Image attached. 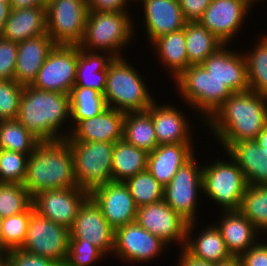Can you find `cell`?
Here are the masks:
<instances>
[{
  "label": "cell",
  "mask_w": 267,
  "mask_h": 266,
  "mask_svg": "<svg viewBox=\"0 0 267 266\" xmlns=\"http://www.w3.org/2000/svg\"><path fill=\"white\" fill-rule=\"evenodd\" d=\"M29 155L0 149V183L23 184Z\"/></svg>",
  "instance_id": "60d3db41"
},
{
  "label": "cell",
  "mask_w": 267,
  "mask_h": 266,
  "mask_svg": "<svg viewBox=\"0 0 267 266\" xmlns=\"http://www.w3.org/2000/svg\"><path fill=\"white\" fill-rule=\"evenodd\" d=\"M225 152L236 161L248 185H267V151L255 140L232 143Z\"/></svg>",
  "instance_id": "83f0119b"
},
{
  "label": "cell",
  "mask_w": 267,
  "mask_h": 266,
  "mask_svg": "<svg viewBox=\"0 0 267 266\" xmlns=\"http://www.w3.org/2000/svg\"><path fill=\"white\" fill-rule=\"evenodd\" d=\"M11 9L44 7L42 0H10Z\"/></svg>",
  "instance_id": "f907efd6"
},
{
  "label": "cell",
  "mask_w": 267,
  "mask_h": 266,
  "mask_svg": "<svg viewBox=\"0 0 267 266\" xmlns=\"http://www.w3.org/2000/svg\"><path fill=\"white\" fill-rule=\"evenodd\" d=\"M33 197L17 183H0V217L5 218L26 211Z\"/></svg>",
  "instance_id": "ab89813d"
},
{
  "label": "cell",
  "mask_w": 267,
  "mask_h": 266,
  "mask_svg": "<svg viewBox=\"0 0 267 266\" xmlns=\"http://www.w3.org/2000/svg\"><path fill=\"white\" fill-rule=\"evenodd\" d=\"M196 223L197 221L188 223L186 243L184 246V249L192 257L214 264L226 261L232 257L214 222H212L213 225L207 224L203 228L204 230H199V234H195V237L193 231L198 225Z\"/></svg>",
  "instance_id": "484cf974"
},
{
  "label": "cell",
  "mask_w": 267,
  "mask_h": 266,
  "mask_svg": "<svg viewBox=\"0 0 267 266\" xmlns=\"http://www.w3.org/2000/svg\"><path fill=\"white\" fill-rule=\"evenodd\" d=\"M239 258L242 266H267V241L259 240Z\"/></svg>",
  "instance_id": "bcb514c9"
},
{
  "label": "cell",
  "mask_w": 267,
  "mask_h": 266,
  "mask_svg": "<svg viewBox=\"0 0 267 266\" xmlns=\"http://www.w3.org/2000/svg\"><path fill=\"white\" fill-rule=\"evenodd\" d=\"M228 159H215L203 165L202 187L206 197L223 211H239L243 194L248 186L244 173L226 152Z\"/></svg>",
  "instance_id": "52a82bcc"
},
{
  "label": "cell",
  "mask_w": 267,
  "mask_h": 266,
  "mask_svg": "<svg viewBox=\"0 0 267 266\" xmlns=\"http://www.w3.org/2000/svg\"><path fill=\"white\" fill-rule=\"evenodd\" d=\"M5 265V262H4V259L2 258L1 260H0V266H4Z\"/></svg>",
  "instance_id": "6f0895ef"
},
{
  "label": "cell",
  "mask_w": 267,
  "mask_h": 266,
  "mask_svg": "<svg viewBox=\"0 0 267 266\" xmlns=\"http://www.w3.org/2000/svg\"><path fill=\"white\" fill-rule=\"evenodd\" d=\"M39 142L17 119L0 121V149L31 154Z\"/></svg>",
  "instance_id": "d590c367"
},
{
  "label": "cell",
  "mask_w": 267,
  "mask_h": 266,
  "mask_svg": "<svg viewBox=\"0 0 267 266\" xmlns=\"http://www.w3.org/2000/svg\"><path fill=\"white\" fill-rule=\"evenodd\" d=\"M70 232L63 225L33 211L27 227V234L21 250L54 260L61 266L67 258Z\"/></svg>",
  "instance_id": "30bf717a"
},
{
  "label": "cell",
  "mask_w": 267,
  "mask_h": 266,
  "mask_svg": "<svg viewBox=\"0 0 267 266\" xmlns=\"http://www.w3.org/2000/svg\"><path fill=\"white\" fill-rule=\"evenodd\" d=\"M6 266H61L52 259L34 255L21 249L3 253Z\"/></svg>",
  "instance_id": "ee69618b"
},
{
  "label": "cell",
  "mask_w": 267,
  "mask_h": 266,
  "mask_svg": "<svg viewBox=\"0 0 267 266\" xmlns=\"http://www.w3.org/2000/svg\"><path fill=\"white\" fill-rule=\"evenodd\" d=\"M124 118L125 112L107 107L99 115L64 130V139L69 136L73 141L115 143L123 139Z\"/></svg>",
  "instance_id": "d6986e66"
},
{
  "label": "cell",
  "mask_w": 267,
  "mask_h": 266,
  "mask_svg": "<svg viewBox=\"0 0 267 266\" xmlns=\"http://www.w3.org/2000/svg\"><path fill=\"white\" fill-rule=\"evenodd\" d=\"M212 0H178L187 22L199 21Z\"/></svg>",
  "instance_id": "7dc6e473"
},
{
  "label": "cell",
  "mask_w": 267,
  "mask_h": 266,
  "mask_svg": "<svg viewBox=\"0 0 267 266\" xmlns=\"http://www.w3.org/2000/svg\"><path fill=\"white\" fill-rule=\"evenodd\" d=\"M78 45H55L30 86L70 94L76 81Z\"/></svg>",
  "instance_id": "7c38bea8"
},
{
  "label": "cell",
  "mask_w": 267,
  "mask_h": 266,
  "mask_svg": "<svg viewBox=\"0 0 267 266\" xmlns=\"http://www.w3.org/2000/svg\"><path fill=\"white\" fill-rule=\"evenodd\" d=\"M144 10L146 38L152 42L161 35L179 31L187 21L182 13L178 0H137Z\"/></svg>",
  "instance_id": "7402d4cb"
},
{
  "label": "cell",
  "mask_w": 267,
  "mask_h": 266,
  "mask_svg": "<svg viewBox=\"0 0 267 266\" xmlns=\"http://www.w3.org/2000/svg\"><path fill=\"white\" fill-rule=\"evenodd\" d=\"M257 1H258V3H259V1L260 0H251V2L254 4L255 2L257 3ZM263 1V0H262Z\"/></svg>",
  "instance_id": "91938a15"
},
{
  "label": "cell",
  "mask_w": 267,
  "mask_h": 266,
  "mask_svg": "<svg viewBox=\"0 0 267 266\" xmlns=\"http://www.w3.org/2000/svg\"><path fill=\"white\" fill-rule=\"evenodd\" d=\"M148 153L124 139L115 142L112 155V181L125 182L146 170Z\"/></svg>",
  "instance_id": "4dcf8cb0"
},
{
  "label": "cell",
  "mask_w": 267,
  "mask_h": 266,
  "mask_svg": "<svg viewBox=\"0 0 267 266\" xmlns=\"http://www.w3.org/2000/svg\"><path fill=\"white\" fill-rule=\"evenodd\" d=\"M89 197L114 230L136 221L138 207L124 182L100 185L89 192Z\"/></svg>",
  "instance_id": "e0dca14e"
},
{
  "label": "cell",
  "mask_w": 267,
  "mask_h": 266,
  "mask_svg": "<svg viewBox=\"0 0 267 266\" xmlns=\"http://www.w3.org/2000/svg\"><path fill=\"white\" fill-rule=\"evenodd\" d=\"M136 222L168 246L177 242L181 249L184 248L189 222L176 213L164 200L138 207Z\"/></svg>",
  "instance_id": "2e32d148"
},
{
  "label": "cell",
  "mask_w": 267,
  "mask_h": 266,
  "mask_svg": "<svg viewBox=\"0 0 267 266\" xmlns=\"http://www.w3.org/2000/svg\"><path fill=\"white\" fill-rule=\"evenodd\" d=\"M154 54L158 57L162 67L164 66L175 80L189 67L184 28L164 34L151 42ZM164 63V64H163Z\"/></svg>",
  "instance_id": "f1b7e54d"
},
{
  "label": "cell",
  "mask_w": 267,
  "mask_h": 266,
  "mask_svg": "<svg viewBox=\"0 0 267 266\" xmlns=\"http://www.w3.org/2000/svg\"><path fill=\"white\" fill-rule=\"evenodd\" d=\"M177 266H215L214 263L206 262L192 257L184 248L180 250Z\"/></svg>",
  "instance_id": "681fc988"
},
{
  "label": "cell",
  "mask_w": 267,
  "mask_h": 266,
  "mask_svg": "<svg viewBox=\"0 0 267 266\" xmlns=\"http://www.w3.org/2000/svg\"><path fill=\"white\" fill-rule=\"evenodd\" d=\"M257 40L254 47L244 54L247 81L249 90L267 96V34Z\"/></svg>",
  "instance_id": "e575fe53"
},
{
  "label": "cell",
  "mask_w": 267,
  "mask_h": 266,
  "mask_svg": "<svg viewBox=\"0 0 267 266\" xmlns=\"http://www.w3.org/2000/svg\"><path fill=\"white\" fill-rule=\"evenodd\" d=\"M17 120L40 141L64 139V123L71 120L70 96L24 86Z\"/></svg>",
  "instance_id": "7a4b0ae2"
},
{
  "label": "cell",
  "mask_w": 267,
  "mask_h": 266,
  "mask_svg": "<svg viewBox=\"0 0 267 266\" xmlns=\"http://www.w3.org/2000/svg\"><path fill=\"white\" fill-rule=\"evenodd\" d=\"M71 120L69 129L73 128L80 120L92 118L102 113L107 104L104 95L92 88L73 86L70 94Z\"/></svg>",
  "instance_id": "836d02e7"
},
{
  "label": "cell",
  "mask_w": 267,
  "mask_h": 266,
  "mask_svg": "<svg viewBox=\"0 0 267 266\" xmlns=\"http://www.w3.org/2000/svg\"><path fill=\"white\" fill-rule=\"evenodd\" d=\"M74 157V176L79 188L88 192L112 181L113 142L73 141L66 138Z\"/></svg>",
  "instance_id": "ba28073f"
},
{
  "label": "cell",
  "mask_w": 267,
  "mask_h": 266,
  "mask_svg": "<svg viewBox=\"0 0 267 266\" xmlns=\"http://www.w3.org/2000/svg\"><path fill=\"white\" fill-rule=\"evenodd\" d=\"M3 258V252L0 250V260Z\"/></svg>",
  "instance_id": "680465c9"
},
{
  "label": "cell",
  "mask_w": 267,
  "mask_h": 266,
  "mask_svg": "<svg viewBox=\"0 0 267 266\" xmlns=\"http://www.w3.org/2000/svg\"><path fill=\"white\" fill-rule=\"evenodd\" d=\"M137 207L164 199V186L146 169L124 182Z\"/></svg>",
  "instance_id": "74e56055"
},
{
  "label": "cell",
  "mask_w": 267,
  "mask_h": 266,
  "mask_svg": "<svg viewBox=\"0 0 267 266\" xmlns=\"http://www.w3.org/2000/svg\"><path fill=\"white\" fill-rule=\"evenodd\" d=\"M215 226L232 257H240L260 239L261 233L240 211H220Z\"/></svg>",
  "instance_id": "cb8c5ba5"
},
{
  "label": "cell",
  "mask_w": 267,
  "mask_h": 266,
  "mask_svg": "<svg viewBox=\"0 0 267 266\" xmlns=\"http://www.w3.org/2000/svg\"><path fill=\"white\" fill-rule=\"evenodd\" d=\"M34 211L33 204L24 212L2 218L1 251L20 249L27 234V227Z\"/></svg>",
  "instance_id": "f35d334b"
},
{
  "label": "cell",
  "mask_w": 267,
  "mask_h": 266,
  "mask_svg": "<svg viewBox=\"0 0 267 266\" xmlns=\"http://www.w3.org/2000/svg\"><path fill=\"white\" fill-rule=\"evenodd\" d=\"M69 232L70 239H86L106 255H112L115 230L90 197L80 207Z\"/></svg>",
  "instance_id": "ac0fdd59"
},
{
  "label": "cell",
  "mask_w": 267,
  "mask_h": 266,
  "mask_svg": "<svg viewBox=\"0 0 267 266\" xmlns=\"http://www.w3.org/2000/svg\"><path fill=\"white\" fill-rule=\"evenodd\" d=\"M23 87L15 80H0V121L17 119Z\"/></svg>",
  "instance_id": "7bdbcfd3"
},
{
  "label": "cell",
  "mask_w": 267,
  "mask_h": 266,
  "mask_svg": "<svg viewBox=\"0 0 267 266\" xmlns=\"http://www.w3.org/2000/svg\"><path fill=\"white\" fill-rule=\"evenodd\" d=\"M178 95L188 106L198 111L203 123L233 92L202 65H191L175 80Z\"/></svg>",
  "instance_id": "8992f818"
},
{
  "label": "cell",
  "mask_w": 267,
  "mask_h": 266,
  "mask_svg": "<svg viewBox=\"0 0 267 266\" xmlns=\"http://www.w3.org/2000/svg\"><path fill=\"white\" fill-rule=\"evenodd\" d=\"M167 104L160 105L154 101L147 109L151 114L158 145L193 143V125L187 115L175 105Z\"/></svg>",
  "instance_id": "44dd1931"
},
{
  "label": "cell",
  "mask_w": 267,
  "mask_h": 266,
  "mask_svg": "<svg viewBox=\"0 0 267 266\" xmlns=\"http://www.w3.org/2000/svg\"><path fill=\"white\" fill-rule=\"evenodd\" d=\"M46 33V7L11 9L2 38L20 43Z\"/></svg>",
  "instance_id": "4316f807"
},
{
  "label": "cell",
  "mask_w": 267,
  "mask_h": 266,
  "mask_svg": "<svg viewBox=\"0 0 267 266\" xmlns=\"http://www.w3.org/2000/svg\"><path fill=\"white\" fill-rule=\"evenodd\" d=\"M255 141L262 149L267 151V125L258 134V137L255 139Z\"/></svg>",
  "instance_id": "f5cc1de1"
},
{
  "label": "cell",
  "mask_w": 267,
  "mask_h": 266,
  "mask_svg": "<svg viewBox=\"0 0 267 266\" xmlns=\"http://www.w3.org/2000/svg\"><path fill=\"white\" fill-rule=\"evenodd\" d=\"M123 139L147 153L158 146L151 114L147 110L125 113Z\"/></svg>",
  "instance_id": "d6a6232c"
},
{
  "label": "cell",
  "mask_w": 267,
  "mask_h": 266,
  "mask_svg": "<svg viewBox=\"0 0 267 266\" xmlns=\"http://www.w3.org/2000/svg\"><path fill=\"white\" fill-rule=\"evenodd\" d=\"M88 14L87 0H55L46 6L47 34L56 45H79Z\"/></svg>",
  "instance_id": "9c48e42d"
},
{
  "label": "cell",
  "mask_w": 267,
  "mask_h": 266,
  "mask_svg": "<svg viewBox=\"0 0 267 266\" xmlns=\"http://www.w3.org/2000/svg\"><path fill=\"white\" fill-rule=\"evenodd\" d=\"M141 76L124 57L113 58L107 67L103 93L107 107L125 113L146 111L155 98Z\"/></svg>",
  "instance_id": "5b68a950"
},
{
  "label": "cell",
  "mask_w": 267,
  "mask_h": 266,
  "mask_svg": "<svg viewBox=\"0 0 267 266\" xmlns=\"http://www.w3.org/2000/svg\"><path fill=\"white\" fill-rule=\"evenodd\" d=\"M107 255L86 239H70L67 258L63 266H91Z\"/></svg>",
  "instance_id": "b9f144b4"
},
{
  "label": "cell",
  "mask_w": 267,
  "mask_h": 266,
  "mask_svg": "<svg viewBox=\"0 0 267 266\" xmlns=\"http://www.w3.org/2000/svg\"><path fill=\"white\" fill-rule=\"evenodd\" d=\"M196 155L179 168L164 187V201L188 222L198 221L197 199L203 193L202 170ZM197 213V214H196Z\"/></svg>",
  "instance_id": "8fae6325"
},
{
  "label": "cell",
  "mask_w": 267,
  "mask_h": 266,
  "mask_svg": "<svg viewBox=\"0 0 267 266\" xmlns=\"http://www.w3.org/2000/svg\"><path fill=\"white\" fill-rule=\"evenodd\" d=\"M194 143L162 144L148 153L146 169L164 187L195 156Z\"/></svg>",
  "instance_id": "603a6c76"
},
{
  "label": "cell",
  "mask_w": 267,
  "mask_h": 266,
  "mask_svg": "<svg viewBox=\"0 0 267 266\" xmlns=\"http://www.w3.org/2000/svg\"><path fill=\"white\" fill-rule=\"evenodd\" d=\"M53 1H55V0H42V2H43V6L46 7V6H48L50 3H52Z\"/></svg>",
  "instance_id": "11a10c76"
},
{
  "label": "cell",
  "mask_w": 267,
  "mask_h": 266,
  "mask_svg": "<svg viewBox=\"0 0 267 266\" xmlns=\"http://www.w3.org/2000/svg\"><path fill=\"white\" fill-rule=\"evenodd\" d=\"M2 218L0 217V250H1Z\"/></svg>",
  "instance_id": "9f6ffc18"
},
{
  "label": "cell",
  "mask_w": 267,
  "mask_h": 266,
  "mask_svg": "<svg viewBox=\"0 0 267 266\" xmlns=\"http://www.w3.org/2000/svg\"><path fill=\"white\" fill-rule=\"evenodd\" d=\"M113 58L109 53L87 51L78 46L74 86L92 88L103 94L106 87L107 67Z\"/></svg>",
  "instance_id": "f546056e"
},
{
  "label": "cell",
  "mask_w": 267,
  "mask_h": 266,
  "mask_svg": "<svg viewBox=\"0 0 267 266\" xmlns=\"http://www.w3.org/2000/svg\"><path fill=\"white\" fill-rule=\"evenodd\" d=\"M228 44H224L216 52L210 55L201 65L211 73L213 77L233 92L249 90L247 81V67L244 53L231 50ZM238 51V52H236Z\"/></svg>",
  "instance_id": "ffe728a7"
},
{
  "label": "cell",
  "mask_w": 267,
  "mask_h": 266,
  "mask_svg": "<svg viewBox=\"0 0 267 266\" xmlns=\"http://www.w3.org/2000/svg\"><path fill=\"white\" fill-rule=\"evenodd\" d=\"M22 185L32 197L45 190L78 187L74 176V157L66 138L37 144L28 157Z\"/></svg>",
  "instance_id": "3957f363"
},
{
  "label": "cell",
  "mask_w": 267,
  "mask_h": 266,
  "mask_svg": "<svg viewBox=\"0 0 267 266\" xmlns=\"http://www.w3.org/2000/svg\"><path fill=\"white\" fill-rule=\"evenodd\" d=\"M168 245L141 227L136 221L115 230L114 250L119 261L147 263L165 253Z\"/></svg>",
  "instance_id": "4fadbf2b"
},
{
  "label": "cell",
  "mask_w": 267,
  "mask_h": 266,
  "mask_svg": "<svg viewBox=\"0 0 267 266\" xmlns=\"http://www.w3.org/2000/svg\"><path fill=\"white\" fill-rule=\"evenodd\" d=\"M128 11H89L80 49L109 53L114 58L123 57L122 49L136 35L134 21ZM132 19V20H131ZM134 34V35H133Z\"/></svg>",
  "instance_id": "277c9868"
},
{
  "label": "cell",
  "mask_w": 267,
  "mask_h": 266,
  "mask_svg": "<svg viewBox=\"0 0 267 266\" xmlns=\"http://www.w3.org/2000/svg\"><path fill=\"white\" fill-rule=\"evenodd\" d=\"M11 11L10 2L0 1V38H2L4 32V26Z\"/></svg>",
  "instance_id": "816d5d0a"
},
{
  "label": "cell",
  "mask_w": 267,
  "mask_h": 266,
  "mask_svg": "<svg viewBox=\"0 0 267 266\" xmlns=\"http://www.w3.org/2000/svg\"><path fill=\"white\" fill-rule=\"evenodd\" d=\"M89 192L79 187L51 189L33 196L34 211L54 223L70 229Z\"/></svg>",
  "instance_id": "9a60e30c"
},
{
  "label": "cell",
  "mask_w": 267,
  "mask_h": 266,
  "mask_svg": "<svg viewBox=\"0 0 267 266\" xmlns=\"http://www.w3.org/2000/svg\"><path fill=\"white\" fill-rule=\"evenodd\" d=\"M239 211L261 234L267 233V185H248Z\"/></svg>",
  "instance_id": "8d00e7d4"
},
{
  "label": "cell",
  "mask_w": 267,
  "mask_h": 266,
  "mask_svg": "<svg viewBox=\"0 0 267 266\" xmlns=\"http://www.w3.org/2000/svg\"><path fill=\"white\" fill-rule=\"evenodd\" d=\"M215 266H242L239 257H231L226 261L216 263Z\"/></svg>",
  "instance_id": "db71d44e"
},
{
  "label": "cell",
  "mask_w": 267,
  "mask_h": 266,
  "mask_svg": "<svg viewBox=\"0 0 267 266\" xmlns=\"http://www.w3.org/2000/svg\"><path fill=\"white\" fill-rule=\"evenodd\" d=\"M184 33L189 66L201 65L210 55L224 45L199 21L187 22L184 26Z\"/></svg>",
  "instance_id": "1f68e13d"
},
{
  "label": "cell",
  "mask_w": 267,
  "mask_h": 266,
  "mask_svg": "<svg viewBox=\"0 0 267 266\" xmlns=\"http://www.w3.org/2000/svg\"><path fill=\"white\" fill-rule=\"evenodd\" d=\"M132 0H87L89 11L120 12L129 11L127 4Z\"/></svg>",
  "instance_id": "c3c4849f"
},
{
  "label": "cell",
  "mask_w": 267,
  "mask_h": 266,
  "mask_svg": "<svg viewBox=\"0 0 267 266\" xmlns=\"http://www.w3.org/2000/svg\"><path fill=\"white\" fill-rule=\"evenodd\" d=\"M18 43L0 38V80H14Z\"/></svg>",
  "instance_id": "f6af8a7d"
},
{
  "label": "cell",
  "mask_w": 267,
  "mask_h": 266,
  "mask_svg": "<svg viewBox=\"0 0 267 266\" xmlns=\"http://www.w3.org/2000/svg\"><path fill=\"white\" fill-rule=\"evenodd\" d=\"M55 45L47 33L18 43L14 80L23 86L31 85Z\"/></svg>",
  "instance_id": "d4e9b609"
},
{
  "label": "cell",
  "mask_w": 267,
  "mask_h": 266,
  "mask_svg": "<svg viewBox=\"0 0 267 266\" xmlns=\"http://www.w3.org/2000/svg\"><path fill=\"white\" fill-rule=\"evenodd\" d=\"M253 5L251 0H212L199 22L229 45L244 26Z\"/></svg>",
  "instance_id": "5bb4252c"
},
{
  "label": "cell",
  "mask_w": 267,
  "mask_h": 266,
  "mask_svg": "<svg viewBox=\"0 0 267 266\" xmlns=\"http://www.w3.org/2000/svg\"><path fill=\"white\" fill-rule=\"evenodd\" d=\"M1 2H10V0H0Z\"/></svg>",
  "instance_id": "94428289"
},
{
  "label": "cell",
  "mask_w": 267,
  "mask_h": 266,
  "mask_svg": "<svg viewBox=\"0 0 267 266\" xmlns=\"http://www.w3.org/2000/svg\"><path fill=\"white\" fill-rule=\"evenodd\" d=\"M224 151L243 140H255L267 125V96L252 90L231 94L205 121Z\"/></svg>",
  "instance_id": "6da1fadb"
}]
</instances>
